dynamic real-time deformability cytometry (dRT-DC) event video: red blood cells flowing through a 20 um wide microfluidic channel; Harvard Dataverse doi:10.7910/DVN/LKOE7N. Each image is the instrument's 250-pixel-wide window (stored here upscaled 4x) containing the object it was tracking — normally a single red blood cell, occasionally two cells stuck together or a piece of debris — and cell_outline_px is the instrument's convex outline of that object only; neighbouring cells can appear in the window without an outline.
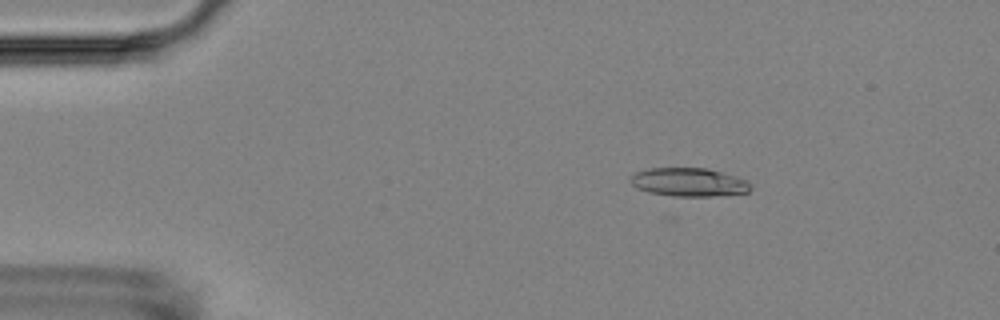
{"species": "Egyptian fruit bat (a non-hibernating species)", "species_latin": "Rousettus aegyptiacus", "temperature_condition": "room temperature", "stored_images_in_passage": 5, "camera_frame_rate_fps": 3000, "um_per_image_px": 0.085, "animal": {"sex": "female"}, "frame": {"image": 1, "passage_image": 3, "time_ms": 2.333, "image_size_px": [1000, 320], "cell_outline_px": [[752, 188], [748, 192], [712, 196], [676, 196], [648, 192], [632, 184], [628, 180], [636, 172], [648, 168], [708, 168], [736, 176], [748, 180]], "centroid_in_image_um": [58.58, 15.47], "position_along_channel_um": 26.4, "area_um2": 19.88}}